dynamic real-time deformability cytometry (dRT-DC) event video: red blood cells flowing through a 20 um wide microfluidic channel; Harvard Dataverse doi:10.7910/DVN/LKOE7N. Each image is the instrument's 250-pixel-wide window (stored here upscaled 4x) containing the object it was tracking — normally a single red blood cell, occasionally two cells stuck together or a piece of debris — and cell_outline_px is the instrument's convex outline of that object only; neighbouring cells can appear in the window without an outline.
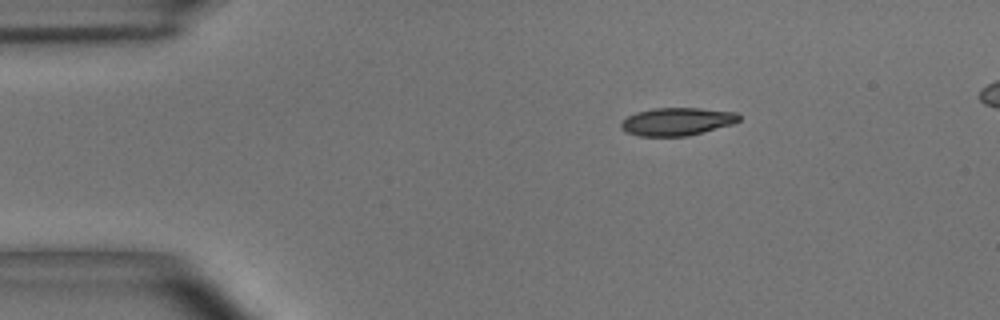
{"species": "common noctule bat (a hibernating species)", "species_latin": "Nyctalus noctula", "temperature_condition": "room temperature", "stored_images_in_passage": 3, "camera_frame_rate_fps": 3000, "um_per_image_px": 0.085, "animal": {"sex": "male", "body_mass_g": 15.6}, "frame": {"image": 1, "passage_image": 1, "time_ms": 0.0, "image_size_px": [1000, 320], "cell_outline_px": [[740, 120], [736, 124], [688, 136], [640, 136], [624, 132], [620, 128], [620, 120], [636, 112], [652, 108], [700, 108], [736, 112], [740, 116]], "centroid_in_image_um": [57.54, 10.33], "position_along_channel_um": 27.5, "area_um2": 19.54}}